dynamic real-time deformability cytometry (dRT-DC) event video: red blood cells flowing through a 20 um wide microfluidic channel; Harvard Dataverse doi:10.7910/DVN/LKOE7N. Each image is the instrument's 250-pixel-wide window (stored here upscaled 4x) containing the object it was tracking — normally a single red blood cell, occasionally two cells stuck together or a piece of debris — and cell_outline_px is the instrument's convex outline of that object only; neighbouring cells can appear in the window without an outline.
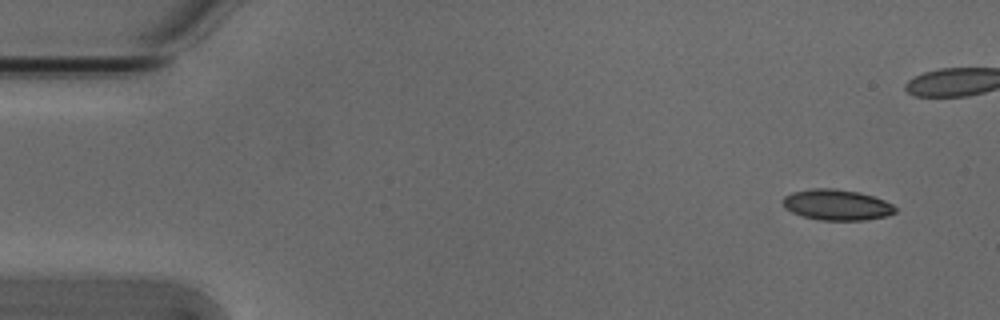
{"species": "Egyptian fruit bat (a non-hibernating species)", "species_latin": "Rousettus aegyptiacus", "temperature_condition": "cold", "stored_images_in_passage": 5, "camera_frame_rate_fps": 3000, "um_per_image_px": 0.085, "animal": {"sex": "male"}, "frame": {"image": 1, "passage_image": 1, "time_ms": 0.0, "image_size_px": [1000, 320], "cell_outline_px": [[896, 212], [888, 216], [864, 220], [820, 220], [804, 216], [792, 212], [784, 208], [780, 200], [784, 196], [792, 192], [812, 188], [836, 188], [860, 192], [884, 200], [892, 204], [896, 208]], "centroid_in_image_um": [71.1, 17.4], "position_along_channel_um": 13.9, "area_um2": 20.35}}
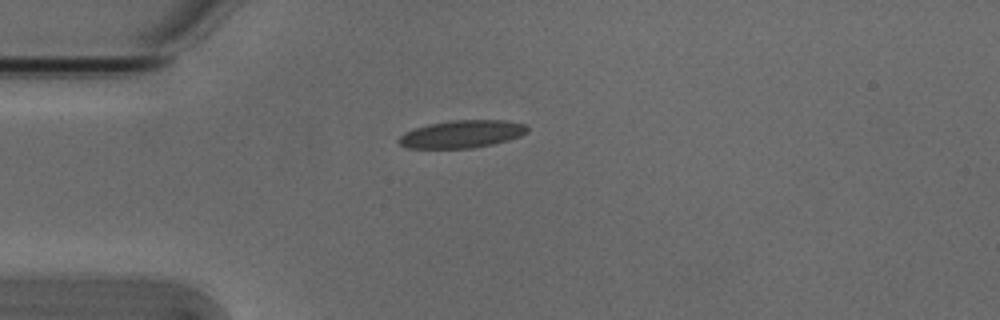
{"frame": {"image": 2, "passage_image": 5, "time_ms": 1.333, "image_size_px": [1000, 320], "cell_outline_px": [[528, 132], [520, 136], [508, 140], [492, 144], [472, 148], [404, 148], [396, 140], [404, 132], [428, 124], [452, 120], [504, 120], [524, 124], [528, 128]], "centroid_in_image_um": [39.23, 11.4], "position_along_channel_um": 45.8, "area_um2": 20.69}}